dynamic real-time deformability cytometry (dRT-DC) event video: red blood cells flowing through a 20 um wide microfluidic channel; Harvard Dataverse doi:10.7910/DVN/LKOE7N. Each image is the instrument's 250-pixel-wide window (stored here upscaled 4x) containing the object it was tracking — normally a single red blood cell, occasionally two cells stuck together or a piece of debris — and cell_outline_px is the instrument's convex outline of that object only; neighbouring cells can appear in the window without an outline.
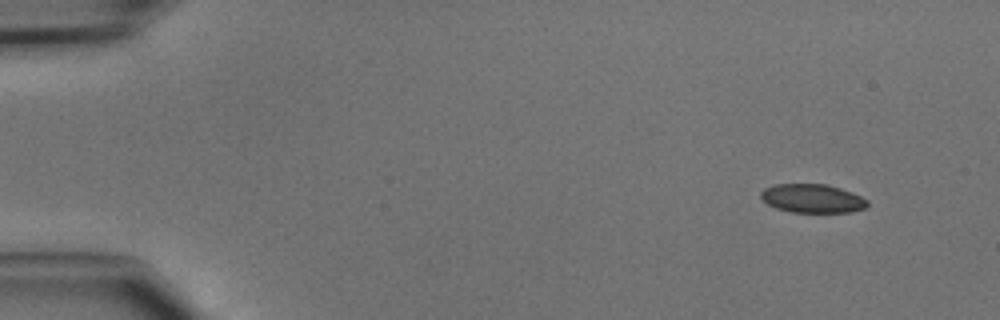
{"species": "common noctule bat (a hibernating species)", "species_latin": "Nyctalus noctula", "temperature_condition": "cold", "stored_images_in_passage": 47, "camera_frame_rate_fps": 3000, "um_per_image_px": 0.085, "animal": {"sex": "male", "body_mass_g": 15.6}, "frame": {"image": 1, "passage_image": 4, "time_ms": 1.0, "image_size_px": [1000, 320], "cell_outline_px": [[868, 204], [864, 208], [848, 212], [792, 212], [776, 208], [768, 204], [760, 196], [760, 192], [764, 188], [776, 184], [824, 184], [840, 188], [852, 192], [868, 200]], "centroid_in_image_um": [69.04, 16.86], "position_along_channel_um": 16.0, "area_um2": 17.69}}
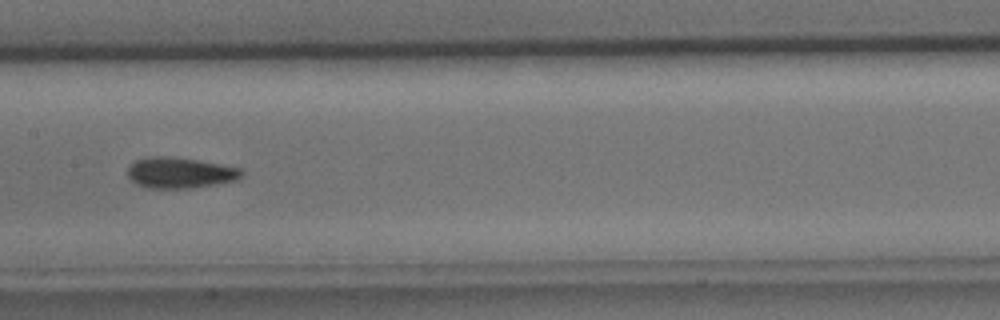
{"frame": {"image": 2, "passage_image": 24, "time_ms": 7.667, "image_size_px": [1000, 320], "cell_outline_px": [[244, 172], [236, 180], [192, 188], [148, 188], [136, 184], [128, 176], [128, 168], [136, 160], [148, 156], [172, 156], [244, 168]], "centroid_in_image_um": [15.3, 14.68], "position_along_channel_um": 192.1, "area_um2": 20.46}}
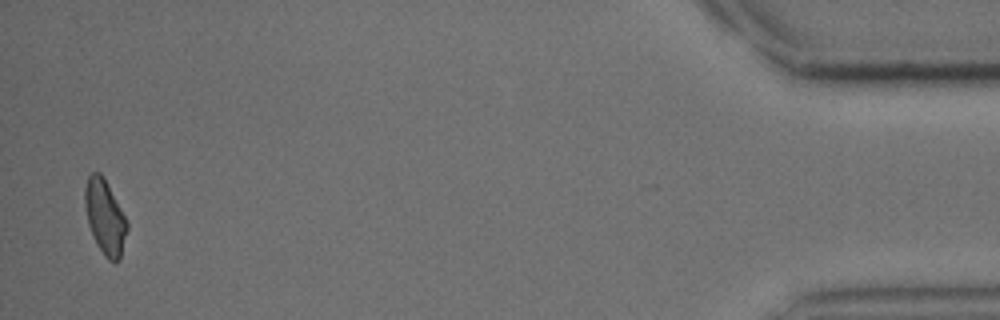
{"frame": {"image": 3, "passage_image": 46, "time_ms": 15.0, "image_size_px": [1000, 320], "cell_outline_px": [[128, 228], [120, 260], [116, 264], [108, 260], [104, 256], [96, 244], [88, 224], [84, 204], [84, 188], [88, 176], [92, 172], [100, 172], [124, 216], [128, 224]], "centroid_in_image_um": [8.9, 18.51], "position_along_channel_um": 426.3, "area_um2": 18.21}}